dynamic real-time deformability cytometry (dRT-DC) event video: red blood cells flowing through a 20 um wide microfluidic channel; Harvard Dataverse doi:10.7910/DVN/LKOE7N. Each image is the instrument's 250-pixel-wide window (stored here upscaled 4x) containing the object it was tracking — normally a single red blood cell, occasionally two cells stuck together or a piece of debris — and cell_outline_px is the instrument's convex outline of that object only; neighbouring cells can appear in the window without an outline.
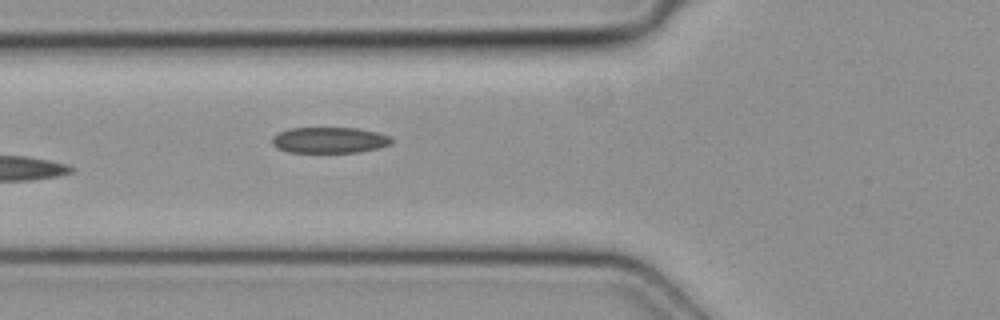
{"species": "common noctule bat (a hibernating species)", "species_latin": "Nyctalus noctula", "temperature_condition": "cold", "stored_images_in_passage": 5, "camera_frame_rate_fps": 3000, "um_per_image_px": 0.085, "animal": {"sex": "female", "body_mass_g": 19.3, "forearm_length_mm": 54.1}, "frame": {"image": 1, "passage_image": 5, "time_ms": 1.333, "image_size_px": [1000, 320], "cell_outline_px": [[392, 144], [380, 148], [356, 152], [288, 152], [276, 148], [272, 144], [272, 136], [288, 128], [356, 128], [376, 132], [392, 136]], "centroid_in_image_um": [28.01, 11.91], "position_along_channel_um": 97.8, "area_um2": 18.15}}